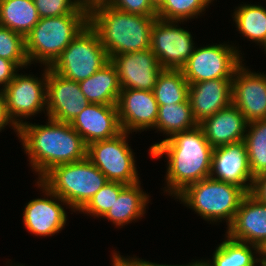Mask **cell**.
Masks as SVG:
<instances>
[{"label":"cell","instance_id":"6da1fadb","mask_svg":"<svg viewBox=\"0 0 266 266\" xmlns=\"http://www.w3.org/2000/svg\"><path fill=\"white\" fill-rule=\"evenodd\" d=\"M213 149L199 125L150 146L151 158H167L164 193L175 198L188 185L210 177Z\"/></svg>","mask_w":266,"mask_h":266},{"label":"cell","instance_id":"7a4b0ae2","mask_svg":"<svg viewBox=\"0 0 266 266\" xmlns=\"http://www.w3.org/2000/svg\"><path fill=\"white\" fill-rule=\"evenodd\" d=\"M45 125L24 121L18 139L40 180L53 167L87 158V144L70 123L47 119Z\"/></svg>","mask_w":266,"mask_h":266},{"label":"cell","instance_id":"3957f363","mask_svg":"<svg viewBox=\"0 0 266 266\" xmlns=\"http://www.w3.org/2000/svg\"><path fill=\"white\" fill-rule=\"evenodd\" d=\"M89 25L97 32L109 59L117 54L150 48L151 32L157 16L123 12L101 0L88 2Z\"/></svg>","mask_w":266,"mask_h":266},{"label":"cell","instance_id":"277c9868","mask_svg":"<svg viewBox=\"0 0 266 266\" xmlns=\"http://www.w3.org/2000/svg\"><path fill=\"white\" fill-rule=\"evenodd\" d=\"M89 24V12L40 18L25 36V49L31 64L51 67L72 40Z\"/></svg>","mask_w":266,"mask_h":266},{"label":"cell","instance_id":"5b68a950","mask_svg":"<svg viewBox=\"0 0 266 266\" xmlns=\"http://www.w3.org/2000/svg\"><path fill=\"white\" fill-rule=\"evenodd\" d=\"M246 194L240 186L208 177L188 185L175 199L205 221L217 223L225 220L228 227Z\"/></svg>","mask_w":266,"mask_h":266},{"label":"cell","instance_id":"8992f818","mask_svg":"<svg viewBox=\"0 0 266 266\" xmlns=\"http://www.w3.org/2000/svg\"><path fill=\"white\" fill-rule=\"evenodd\" d=\"M40 181L63 199L72 212H79L108 179L88 158H85L53 167Z\"/></svg>","mask_w":266,"mask_h":266},{"label":"cell","instance_id":"52a82bcc","mask_svg":"<svg viewBox=\"0 0 266 266\" xmlns=\"http://www.w3.org/2000/svg\"><path fill=\"white\" fill-rule=\"evenodd\" d=\"M110 61L97 32L88 24L50 67L61 76L80 82Z\"/></svg>","mask_w":266,"mask_h":266},{"label":"cell","instance_id":"ba28073f","mask_svg":"<svg viewBox=\"0 0 266 266\" xmlns=\"http://www.w3.org/2000/svg\"><path fill=\"white\" fill-rule=\"evenodd\" d=\"M130 133L122 131L117 136L94 141L87 145V158L107 177L108 181L125 185L140 181L135 153L127 138Z\"/></svg>","mask_w":266,"mask_h":266},{"label":"cell","instance_id":"9c48e42d","mask_svg":"<svg viewBox=\"0 0 266 266\" xmlns=\"http://www.w3.org/2000/svg\"><path fill=\"white\" fill-rule=\"evenodd\" d=\"M236 48L234 43L195 47L181 69L184 77L189 84L213 79H233L236 69L244 61L239 47Z\"/></svg>","mask_w":266,"mask_h":266},{"label":"cell","instance_id":"30bf717a","mask_svg":"<svg viewBox=\"0 0 266 266\" xmlns=\"http://www.w3.org/2000/svg\"><path fill=\"white\" fill-rule=\"evenodd\" d=\"M43 71L40 78L32 74L16 73L2 90L8 116L17 127L24 123L22 119L33 117L42 111L45 113L47 110V67Z\"/></svg>","mask_w":266,"mask_h":266},{"label":"cell","instance_id":"8fae6325","mask_svg":"<svg viewBox=\"0 0 266 266\" xmlns=\"http://www.w3.org/2000/svg\"><path fill=\"white\" fill-rule=\"evenodd\" d=\"M150 48L163 69L181 70L193 54L195 43L191 32L179 27L178 21L157 18L151 32Z\"/></svg>","mask_w":266,"mask_h":266},{"label":"cell","instance_id":"7c38bea8","mask_svg":"<svg viewBox=\"0 0 266 266\" xmlns=\"http://www.w3.org/2000/svg\"><path fill=\"white\" fill-rule=\"evenodd\" d=\"M36 186L42 191L44 197L26 203L23 224L26 230L35 236H54L66 225L67 212L63 206L66 205L69 209L70 207L40 180H37Z\"/></svg>","mask_w":266,"mask_h":266},{"label":"cell","instance_id":"4fadbf2b","mask_svg":"<svg viewBox=\"0 0 266 266\" xmlns=\"http://www.w3.org/2000/svg\"><path fill=\"white\" fill-rule=\"evenodd\" d=\"M47 118L71 123L90 104L79 83L67 79L47 67Z\"/></svg>","mask_w":266,"mask_h":266},{"label":"cell","instance_id":"5bb4252c","mask_svg":"<svg viewBox=\"0 0 266 266\" xmlns=\"http://www.w3.org/2000/svg\"><path fill=\"white\" fill-rule=\"evenodd\" d=\"M110 62L116 68L122 89L153 91L163 70L151 48L114 55Z\"/></svg>","mask_w":266,"mask_h":266},{"label":"cell","instance_id":"9a60e30c","mask_svg":"<svg viewBox=\"0 0 266 266\" xmlns=\"http://www.w3.org/2000/svg\"><path fill=\"white\" fill-rule=\"evenodd\" d=\"M232 104L248 122L266 119V74L252 72L242 63L232 79Z\"/></svg>","mask_w":266,"mask_h":266},{"label":"cell","instance_id":"2e32d148","mask_svg":"<svg viewBox=\"0 0 266 266\" xmlns=\"http://www.w3.org/2000/svg\"><path fill=\"white\" fill-rule=\"evenodd\" d=\"M116 106L122 131L141 133L155 128L159 106L153 91L122 89Z\"/></svg>","mask_w":266,"mask_h":266},{"label":"cell","instance_id":"e0dca14e","mask_svg":"<svg viewBox=\"0 0 266 266\" xmlns=\"http://www.w3.org/2000/svg\"><path fill=\"white\" fill-rule=\"evenodd\" d=\"M210 177L240 186L250 193L254 177L244 141L213 149Z\"/></svg>","mask_w":266,"mask_h":266},{"label":"cell","instance_id":"ac0fdd59","mask_svg":"<svg viewBox=\"0 0 266 266\" xmlns=\"http://www.w3.org/2000/svg\"><path fill=\"white\" fill-rule=\"evenodd\" d=\"M226 229L229 238L260 248L266 242V204L247 193Z\"/></svg>","mask_w":266,"mask_h":266},{"label":"cell","instance_id":"d6986e66","mask_svg":"<svg viewBox=\"0 0 266 266\" xmlns=\"http://www.w3.org/2000/svg\"><path fill=\"white\" fill-rule=\"evenodd\" d=\"M70 124L87 145L122 132L116 105L90 103Z\"/></svg>","mask_w":266,"mask_h":266},{"label":"cell","instance_id":"ffe728a7","mask_svg":"<svg viewBox=\"0 0 266 266\" xmlns=\"http://www.w3.org/2000/svg\"><path fill=\"white\" fill-rule=\"evenodd\" d=\"M232 79H213L189 84V102L197 123L232 103Z\"/></svg>","mask_w":266,"mask_h":266},{"label":"cell","instance_id":"44dd1931","mask_svg":"<svg viewBox=\"0 0 266 266\" xmlns=\"http://www.w3.org/2000/svg\"><path fill=\"white\" fill-rule=\"evenodd\" d=\"M248 121L232 103L213 116L204 119L199 126L213 148L244 140Z\"/></svg>","mask_w":266,"mask_h":266},{"label":"cell","instance_id":"7402d4cb","mask_svg":"<svg viewBox=\"0 0 266 266\" xmlns=\"http://www.w3.org/2000/svg\"><path fill=\"white\" fill-rule=\"evenodd\" d=\"M140 186V181L126 185L102 218L112 222L117 228H122L143 217L150 196Z\"/></svg>","mask_w":266,"mask_h":266},{"label":"cell","instance_id":"603a6c76","mask_svg":"<svg viewBox=\"0 0 266 266\" xmlns=\"http://www.w3.org/2000/svg\"><path fill=\"white\" fill-rule=\"evenodd\" d=\"M78 83L90 103L116 105L122 90L116 68L110 61Z\"/></svg>","mask_w":266,"mask_h":266},{"label":"cell","instance_id":"cb8c5ba5","mask_svg":"<svg viewBox=\"0 0 266 266\" xmlns=\"http://www.w3.org/2000/svg\"><path fill=\"white\" fill-rule=\"evenodd\" d=\"M225 240L215 249L210 260L198 261V266H257L260 264L259 247L233 240L225 235ZM259 256V257H257Z\"/></svg>","mask_w":266,"mask_h":266},{"label":"cell","instance_id":"d4e9b609","mask_svg":"<svg viewBox=\"0 0 266 266\" xmlns=\"http://www.w3.org/2000/svg\"><path fill=\"white\" fill-rule=\"evenodd\" d=\"M33 0H0V26L24 37L39 22Z\"/></svg>","mask_w":266,"mask_h":266},{"label":"cell","instance_id":"484cf974","mask_svg":"<svg viewBox=\"0 0 266 266\" xmlns=\"http://www.w3.org/2000/svg\"><path fill=\"white\" fill-rule=\"evenodd\" d=\"M232 18L239 33L266 49V8L256 4H240Z\"/></svg>","mask_w":266,"mask_h":266},{"label":"cell","instance_id":"4316f807","mask_svg":"<svg viewBox=\"0 0 266 266\" xmlns=\"http://www.w3.org/2000/svg\"><path fill=\"white\" fill-rule=\"evenodd\" d=\"M199 124L193 116L189 99L183 103L161 105L158 107L156 131L167 135L168 139L175 133L195 128Z\"/></svg>","mask_w":266,"mask_h":266},{"label":"cell","instance_id":"83f0119b","mask_svg":"<svg viewBox=\"0 0 266 266\" xmlns=\"http://www.w3.org/2000/svg\"><path fill=\"white\" fill-rule=\"evenodd\" d=\"M153 93L158 106L183 103L189 98V83L182 70L163 69Z\"/></svg>","mask_w":266,"mask_h":266},{"label":"cell","instance_id":"f1b7e54d","mask_svg":"<svg viewBox=\"0 0 266 266\" xmlns=\"http://www.w3.org/2000/svg\"><path fill=\"white\" fill-rule=\"evenodd\" d=\"M243 141L253 177L266 173V119L249 122Z\"/></svg>","mask_w":266,"mask_h":266},{"label":"cell","instance_id":"f546056e","mask_svg":"<svg viewBox=\"0 0 266 266\" xmlns=\"http://www.w3.org/2000/svg\"><path fill=\"white\" fill-rule=\"evenodd\" d=\"M214 0H162L157 6V18L178 21L180 24L204 14Z\"/></svg>","mask_w":266,"mask_h":266},{"label":"cell","instance_id":"4dcf8cb0","mask_svg":"<svg viewBox=\"0 0 266 266\" xmlns=\"http://www.w3.org/2000/svg\"><path fill=\"white\" fill-rule=\"evenodd\" d=\"M0 57L14 62L20 69L30 66L26 55L25 37L0 26Z\"/></svg>","mask_w":266,"mask_h":266},{"label":"cell","instance_id":"1f68e13d","mask_svg":"<svg viewBox=\"0 0 266 266\" xmlns=\"http://www.w3.org/2000/svg\"><path fill=\"white\" fill-rule=\"evenodd\" d=\"M126 185L119 182L108 181L97 193L89 200V202L79 211V213L91 215L93 217L102 218L105 213L113 205L120 191Z\"/></svg>","mask_w":266,"mask_h":266},{"label":"cell","instance_id":"d6a6232c","mask_svg":"<svg viewBox=\"0 0 266 266\" xmlns=\"http://www.w3.org/2000/svg\"><path fill=\"white\" fill-rule=\"evenodd\" d=\"M40 18L57 17L72 12H89L85 0H33Z\"/></svg>","mask_w":266,"mask_h":266},{"label":"cell","instance_id":"836d02e7","mask_svg":"<svg viewBox=\"0 0 266 266\" xmlns=\"http://www.w3.org/2000/svg\"><path fill=\"white\" fill-rule=\"evenodd\" d=\"M104 4L123 12L143 16H157V7L151 0H101Z\"/></svg>","mask_w":266,"mask_h":266},{"label":"cell","instance_id":"e575fe53","mask_svg":"<svg viewBox=\"0 0 266 266\" xmlns=\"http://www.w3.org/2000/svg\"><path fill=\"white\" fill-rule=\"evenodd\" d=\"M20 68L12 61L0 57V91L15 77Z\"/></svg>","mask_w":266,"mask_h":266},{"label":"cell","instance_id":"d590c367","mask_svg":"<svg viewBox=\"0 0 266 266\" xmlns=\"http://www.w3.org/2000/svg\"><path fill=\"white\" fill-rule=\"evenodd\" d=\"M250 194L260 203L266 204V173L254 177Z\"/></svg>","mask_w":266,"mask_h":266},{"label":"cell","instance_id":"8d00e7d4","mask_svg":"<svg viewBox=\"0 0 266 266\" xmlns=\"http://www.w3.org/2000/svg\"><path fill=\"white\" fill-rule=\"evenodd\" d=\"M127 266H197L198 265V260L194 262H189L188 264L185 265H168V264H158L154 262H149L147 260H143L142 258H137L136 256L134 257H124L119 254V252H114Z\"/></svg>","mask_w":266,"mask_h":266},{"label":"cell","instance_id":"74e56055","mask_svg":"<svg viewBox=\"0 0 266 266\" xmlns=\"http://www.w3.org/2000/svg\"><path fill=\"white\" fill-rule=\"evenodd\" d=\"M7 125L12 127L18 137V127L8 116L5 97L3 92L0 91V132L4 130Z\"/></svg>","mask_w":266,"mask_h":266},{"label":"cell","instance_id":"f35d334b","mask_svg":"<svg viewBox=\"0 0 266 266\" xmlns=\"http://www.w3.org/2000/svg\"><path fill=\"white\" fill-rule=\"evenodd\" d=\"M115 266H127V265L115 254Z\"/></svg>","mask_w":266,"mask_h":266},{"label":"cell","instance_id":"ab89813d","mask_svg":"<svg viewBox=\"0 0 266 266\" xmlns=\"http://www.w3.org/2000/svg\"><path fill=\"white\" fill-rule=\"evenodd\" d=\"M259 256H266V242L259 248Z\"/></svg>","mask_w":266,"mask_h":266},{"label":"cell","instance_id":"60d3db41","mask_svg":"<svg viewBox=\"0 0 266 266\" xmlns=\"http://www.w3.org/2000/svg\"><path fill=\"white\" fill-rule=\"evenodd\" d=\"M260 266H266V256L260 257Z\"/></svg>","mask_w":266,"mask_h":266},{"label":"cell","instance_id":"b9f144b4","mask_svg":"<svg viewBox=\"0 0 266 266\" xmlns=\"http://www.w3.org/2000/svg\"><path fill=\"white\" fill-rule=\"evenodd\" d=\"M151 1L154 3L156 7L162 2V0H151Z\"/></svg>","mask_w":266,"mask_h":266},{"label":"cell","instance_id":"7bdbcfd3","mask_svg":"<svg viewBox=\"0 0 266 266\" xmlns=\"http://www.w3.org/2000/svg\"><path fill=\"white\" fill-rule=\"evenodd\" d=\"M113 254H112V262H111V264H112V266H115V253L114 252H112Z\"/></svg>","mask_w":266,"mask_h":266},{"label":"cell","instance_id":"ee69618b","mask_svg":"<svg viewBox=\"0 0 266 266\" xmlns=\"http://www.w3.org/2000/svg\"><path fill=\"white\" fill-rule=\"evenodd\" d=\"M10 266H15V264L13 265L12 262H11ZM16 266H25V265H23V264L20 265V264L18 263V264H16Z\"/></svg>","mask_w":266,"mask_h":266}]
</instances>
